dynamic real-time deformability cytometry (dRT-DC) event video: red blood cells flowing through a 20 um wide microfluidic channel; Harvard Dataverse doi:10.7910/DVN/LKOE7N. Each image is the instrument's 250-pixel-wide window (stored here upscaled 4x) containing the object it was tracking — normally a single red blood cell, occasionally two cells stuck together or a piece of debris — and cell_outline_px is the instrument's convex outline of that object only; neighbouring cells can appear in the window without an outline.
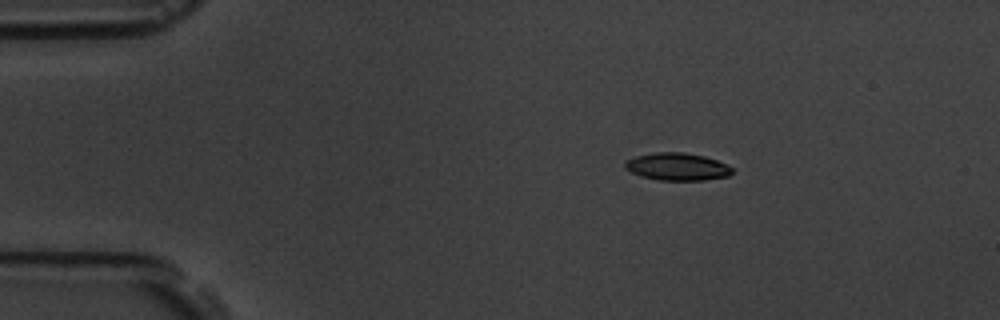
{"species": "common noctule bat (a hibernating species)", "species_latin": "Nyctalus noctula", "temperature_condition": "room temperature", "stored_images_in_passage": 3, "camera_frame_rate_fps": 3000, "um_per_image_px": 0.085, "animal": {"sex": "male", "body_mass_g": 19.5, "forearm_length_mm": 54.6}, "frame": {"image": 1, "passage_image": 1, "time_ms": 0.0, "image_size_px": [1000, 320], "cell_outline_px": [[732, 172], [728, 176], [704, 180], [660, 180], [640, 176], [624, 168], [624, 160], [636, 156], [656, 152], [684, 152], [704, 156], [728, 164], [732, 168]], "centroid_in_image_um": [57.54, 14.16], "position_along_channel_um": 27.5, "area_um2": 17.22}}